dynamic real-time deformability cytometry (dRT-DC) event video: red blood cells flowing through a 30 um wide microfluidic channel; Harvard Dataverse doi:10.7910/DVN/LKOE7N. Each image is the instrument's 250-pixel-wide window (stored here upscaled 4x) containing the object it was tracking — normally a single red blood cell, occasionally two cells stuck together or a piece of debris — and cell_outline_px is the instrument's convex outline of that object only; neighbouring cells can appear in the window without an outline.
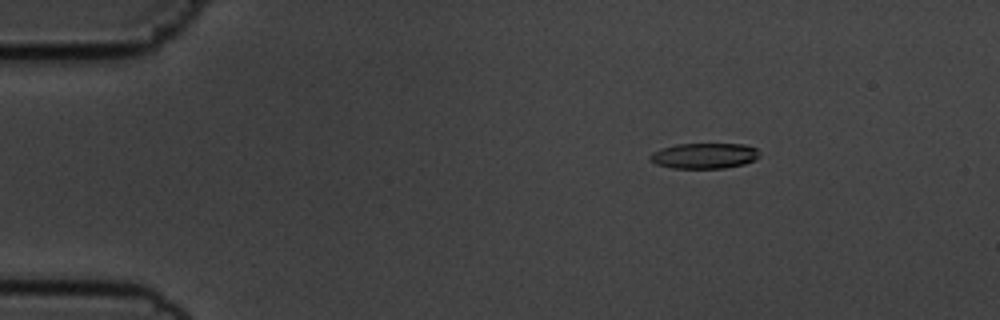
{"species": "common noctule bat (a hibernating species)", "species_latin": "Nyctalus noctula", "temperature_condition": "cold", "stored_images_in_passage": 56, "camera_frame_rate_fps": 3000, "um_per_image_px": 0.085, "animal": {"sex": "male", "body_mass_g": 19.5, "forearm_length_mm": 54.6}, "frame": {"image": 1, "passage_image": 9, "time_ms": 2.667, "image_size_px": [1000, 320], "cell_outline_px": [[760, 156], [756, 160], [744, 164], [724, 168], [672, 168], [656, 164], [648, 156], [652, 152], [660, 148], [676, 144], [744, 144], [756, 148]], "centroid_in_image_um": [59.87, 13.24], "position_along_channel_um": 25.1, "area_um2": 16.36}}
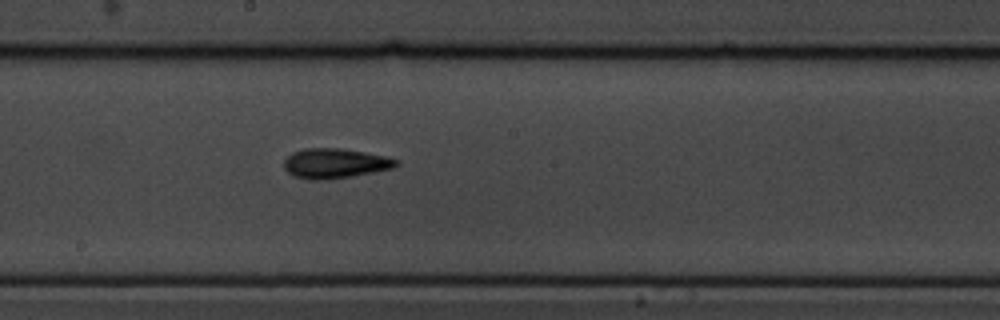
{"frame": {"image": 2, "passage_image": 31, "time_ms": 10.0, "image_size_px": [1000, 320], "cell_outline_px": [[400, 164], [392, 168], [352, 176], [324, 180], [308, 180], [296, 176], [288, 172], [284, 168], [284, 160], [292, 152], [304, 148], [340, 148], [388, 156], [400, 160]], "centroid_in_image_um": [28.49, 13.88], "position_along_channel_um": 219.7, "area_um2": 19.59}}
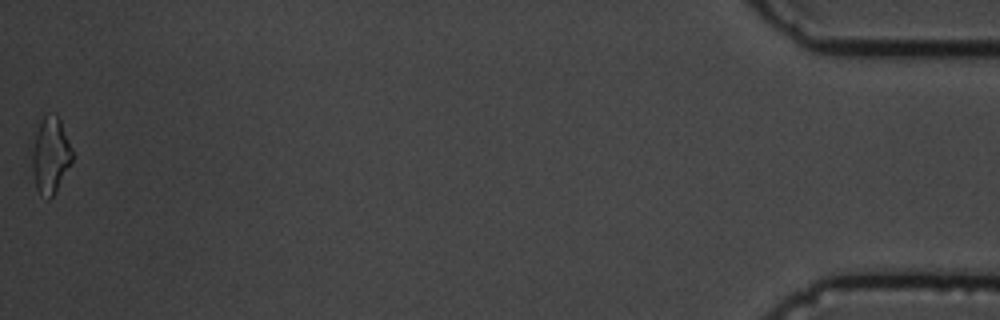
{"frame": {"image": 3, "passage_image": 56, "time_ms": 18.333, "image_size_px": [1000, 320], "cell_outline_px": [[72, 160], [56, 192], [48, 200], [40, 196], [36, 188], [32, 168], [32, 152], [36, 132], [44, 116], [56, 112], [60, 120], [72, 148]], "centroid_in_image_um": [4.29, 13.23], "position_along_channel_um": 430.9, "area_um2": 17.69}, "authors_computed_cell_mechanics": {"area_um2": 17.6868, "velocity_mm_per_s": 3.6357, "shape_relaxation_time_tau1_ms": 4.2645, "shape_relaxation_time_tau2_ms": null, "deformation_change_tau1": 0.1438, "deformation_change_tau2": null}}